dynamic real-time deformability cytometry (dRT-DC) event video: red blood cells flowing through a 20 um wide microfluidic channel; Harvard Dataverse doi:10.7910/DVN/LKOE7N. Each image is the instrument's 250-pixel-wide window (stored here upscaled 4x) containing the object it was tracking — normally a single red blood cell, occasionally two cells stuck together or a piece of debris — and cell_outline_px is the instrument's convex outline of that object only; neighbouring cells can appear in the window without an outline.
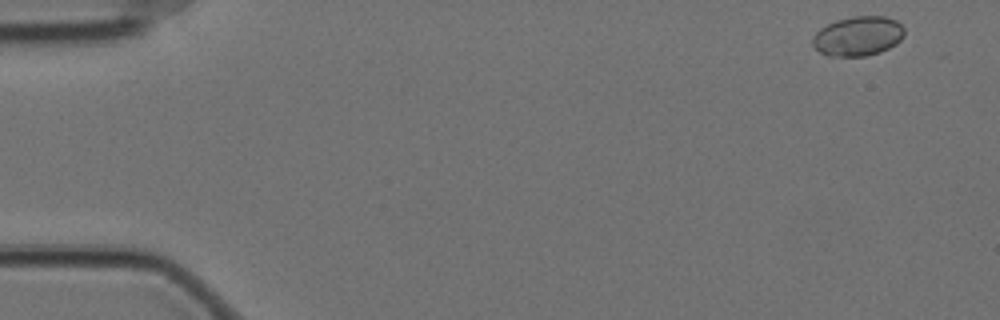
{"species": "Egyptian fruit bat (a non-hibernating species)", "species_latin": "Rousettus aegyptiacus", "temperature_condition": "cold", "stored_images_in_passage": 40, "camera_frame_rate_fps": 3000, "um_per_image_px": 0.085, "animal": {"sex": "female"}, "frame": {"image": 1, "passage_image": 2, "time_ms": 0.333, "image_size_px": [1000, 320], "cell_outline_px": [[904, 36], [896, 44], [880, 52], [864, 56], [828, 56], [820, 52], [812, 44], [812, 40], [816, 32], [820, 28], [836, 20], [852, 16], [884, 16], [896, 20], [904, 28]], "centroid_in_image_um": [72.93, 3.06], "position_along_channel_um": 12.1, "area_um2": 21.15}}
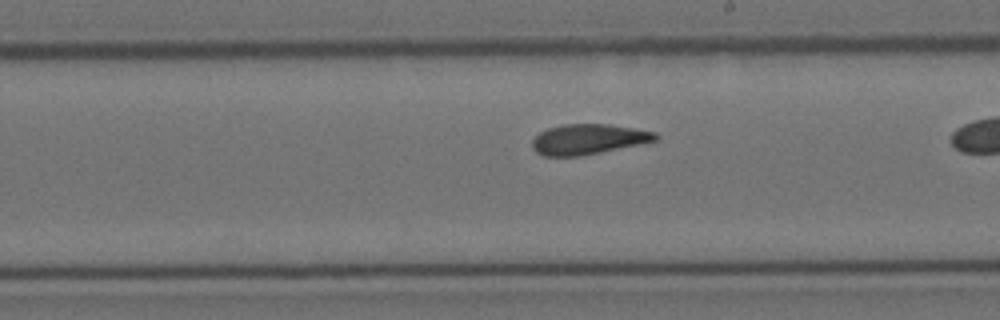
{"frame": {"image": 2, "passage_image": 28, "time_ms": 9.0, "image_size_px": [1000, 320], "cell_outline_px": [[660, 136], [656, 140], [640, 144], [580, 156], [544, 156], [536, 152], [532, 148], [532, 140], [540, 132], [548, 128], [564, 124], [608, 124], [656, 132]], "centroid_in_image_um": [49.99, 11.83], "position_along_channel_um": 239.0, "area_um2": 21.62}}
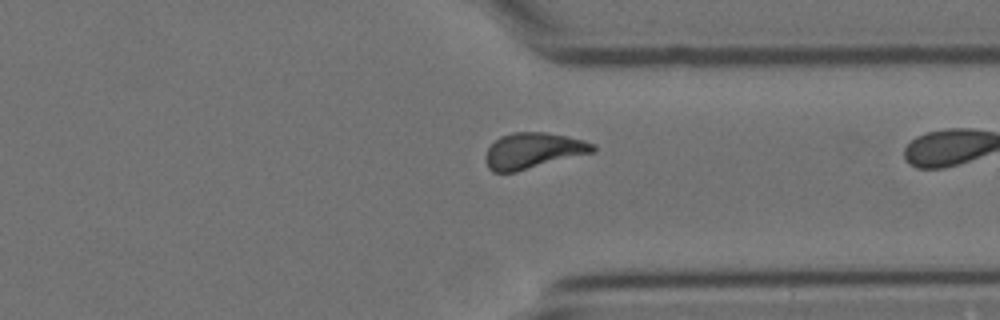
{"frame": {"image": 3, "passage_image": 39, "time_ms": 12.667, "image_size_px": [1000, 320], "cell_outline_px": [[596, 152], [516, 172], [492, 172], [488, 168], [484, 160], [484, 156], [488, 148], [500, 136], [512, 132], [544, 132], [568, 136], [584, 140], [596, 144]], "centroid_in_image_um": [45.33, 12.81], "position_along_channel_um": 366.1, "area_um2": 22.77}}